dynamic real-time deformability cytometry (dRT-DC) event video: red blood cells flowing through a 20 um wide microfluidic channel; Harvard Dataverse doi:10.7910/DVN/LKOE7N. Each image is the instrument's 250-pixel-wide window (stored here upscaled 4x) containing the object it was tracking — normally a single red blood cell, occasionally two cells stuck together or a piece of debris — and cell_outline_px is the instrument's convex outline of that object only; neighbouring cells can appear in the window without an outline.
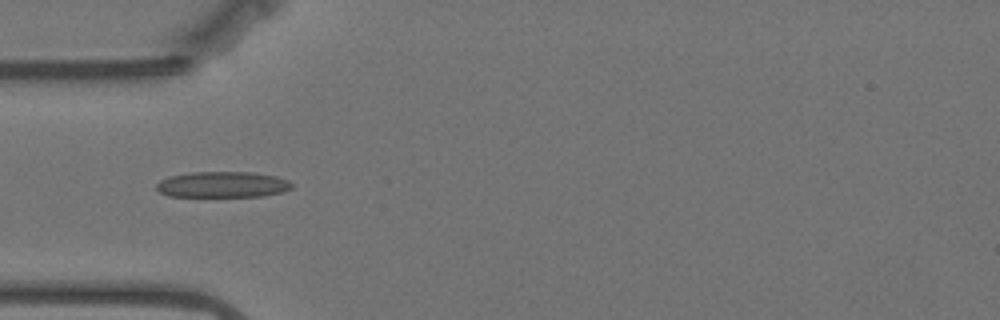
{"species": "Egyptian fruit bat (a non-hibernating species)", "species_latin": "Rousettus aegyptiacus", "temperature_condition": "warm", "stored_images_in_passage": 41, "camera_frame_rate_fps": 3000, "um_per_image_px": 0.085, "animal": {"sex": "female"}, "frame": {"image": 1, "passage_image": 1, "time_ms": 0.0, "image_size_px": [1000, 320], "cell_outline_px": [[292, 188], [280, 192], [264, 196], [168, 196], [160, 192], [156, 188], [156, 184], [160, 180], [168, 176], [192, 172], [252, 172], [276, 176], [288, 180], [292, 184]], "centroid_in_image_um": [18.9, 15.68], "position_along_channel_um": 66.1, "area_um2": 20.4}}
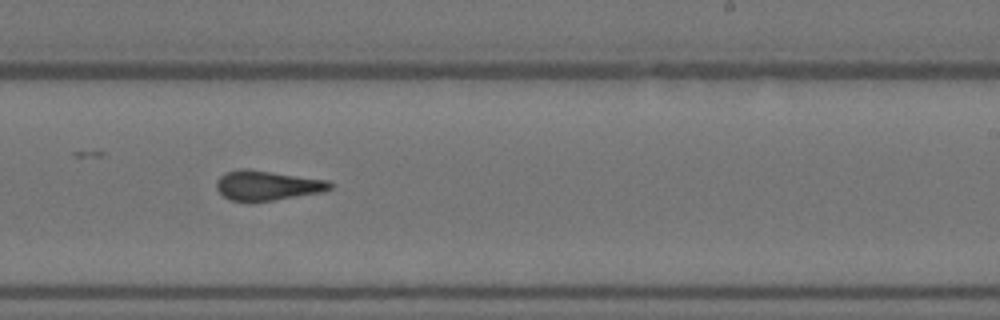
{"frame": {"image": 2, "passage_image": 18, "time_ms": 5.667, "image_size_px": [1000, 320], "cell_outline_px": [[332, 188], [324, 192], [248, 204], [232, 200], [224, 196], [216, 188], [216, 180], [224, 172], [240, 168], [248, 168], [328, 180], [332, 184]], "centroid_in_image_um": [22.68, 15.77], "position_along_channel_um": 266.3, "area_um2": 20.23}}
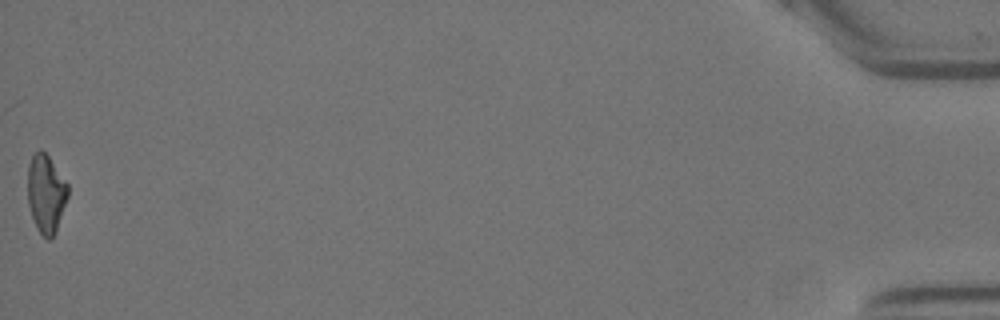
{"frame": {"image": 3, "passage_image": 41, "time_ms": 13.333, "image_size_px": [1000, 320], "cell_outline_px": [[68, 196], [56, 232], [48, 240], [40, 232], [32, 216], [28, 204], [28, 164], [32, 156], [40, 148], [48, 156], [68, 184]], "centroid_in_image_um": [3.91, 16.44], "position_along_channel_um": 431.3, "area_um2": 18.09}, "authors_computed_cell_mechanics": {"area_um2": 19.5364, "velocity_mm_per_s": 3.515, "shape_relaxation_time_tau1_ms": null, "shape_relaxation_time_tau2_ms": 1.6916, "deformation_change_tau1": null, "deformation_change_tau2": 0.0748}}